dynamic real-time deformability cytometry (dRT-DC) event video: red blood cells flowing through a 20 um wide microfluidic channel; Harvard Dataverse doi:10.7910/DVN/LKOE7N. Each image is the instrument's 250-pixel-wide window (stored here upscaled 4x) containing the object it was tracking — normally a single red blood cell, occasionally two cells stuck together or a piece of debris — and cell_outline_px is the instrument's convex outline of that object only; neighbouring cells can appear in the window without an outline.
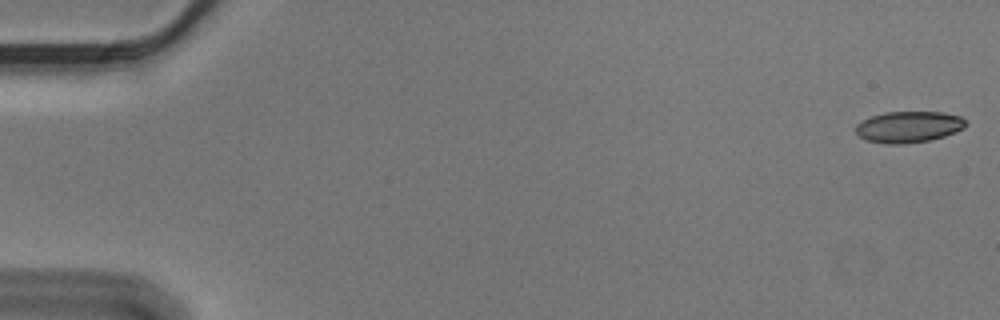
{"species": "Egyptian fruit bat (a non-hibernating species)", "species_latin": "Rousettus aegyptiacus", "temperature_condition": "cold", "stored_images_in_passage": 15, "camera_frame_rate_fps": 3000, "um_per_image_px": 0.085, "animal": {"sex": "male"}, "frame": {"image": 1, "passage_image": 1, "time_ms": 0.0, "image_size_px": [1000, 320], "cell_outline_px": [[968, 124], [964, 128], [956, 132], [944, 136], [928, 140], [900, 144], [884, 144], [868, 140], [860, 136], [856, 132], [856, 124], [872, 116], [884, 112], [944, 112], [960, 116]], "centroid_in_image_um": [77.26, 10.78], "position_along_channel_um": 7.7, "area_um2": 19.94}}